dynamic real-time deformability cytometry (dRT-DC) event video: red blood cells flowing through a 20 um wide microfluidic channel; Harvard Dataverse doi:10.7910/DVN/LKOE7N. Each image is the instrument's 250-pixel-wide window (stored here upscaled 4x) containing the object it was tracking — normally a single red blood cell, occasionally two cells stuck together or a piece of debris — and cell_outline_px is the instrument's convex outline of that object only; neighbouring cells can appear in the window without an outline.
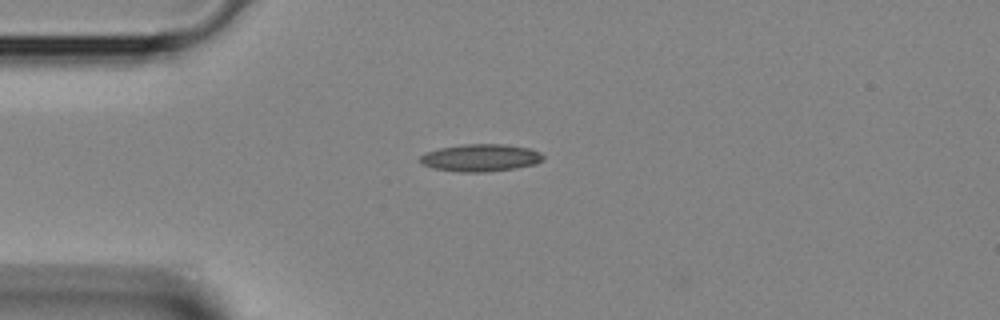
{"species": "Egyptian fruit bat (a non-hibernating species)", "species_latin": "Rousettus aegyptiacus", "temperature_condition": "room temperature", "stored_images_in_passage": 5, "camera_frame_rate_fps": 3000, "um_per_image_px": 0.085, "animal": {"sex": "female"}, "frame": {"image": 1, "passage_image": 5, "time_ms": 1.333, "image_size_px": [1000, 320], "cell_outline_px": [[544, 160], [536, 164], [516, 168], [488, 172], [460, 172], [432, 168], [420, 164], [420, 156], [428, 152], [440, 148], [464, 144], [504, 144], [532, 148], [540, 152], [544, 156]], "centroid_in_image_um": [40.89, 13.41], "position_along_channel_um": 44.1, "area_um2": 19.83}}